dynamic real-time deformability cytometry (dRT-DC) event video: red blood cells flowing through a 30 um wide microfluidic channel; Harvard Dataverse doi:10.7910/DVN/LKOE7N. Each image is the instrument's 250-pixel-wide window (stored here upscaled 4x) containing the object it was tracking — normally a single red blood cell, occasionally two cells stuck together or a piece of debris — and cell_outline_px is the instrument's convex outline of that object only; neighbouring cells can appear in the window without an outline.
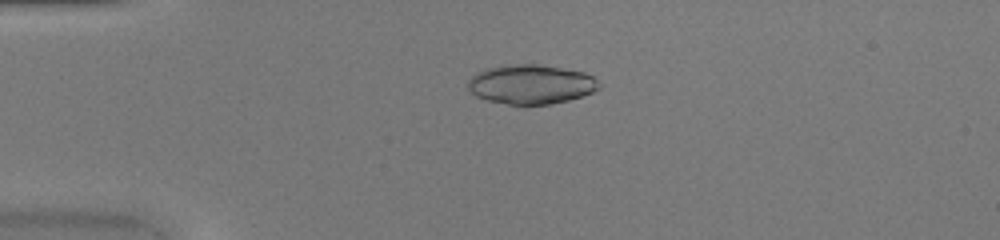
{"species": "common noctule bat (a hibernating species)", "species_latin": "Nyctalus noctula", "temperature_condition": "warm", "stored_images_in_passage": 41, "camera_frame_rate_fps": 3000, "um_per_image_px": 0.085, "animal": {"sex": "female", "body_mass_g": 20.0, "forearm_length_mm": 54.0}, "frame": {"image": 1, "passage_image": 4, "time_ms": 1.0, "image_size_px": [1000, 240], "cell_outline_px": [[604, 84], [600, 88], [592, 92], [568, 100], [552, 104], [508, 104], [488, 100], [476, 96], [468, 88], [468, 80], [476, 72], [484, 68], [516, 64], [540, 64], [584, 72], [592, 76]], "centroid_in_image_um": [45.15, 7.15], "position_along_channel_um": 39.8, "area_um2": 30.11}}
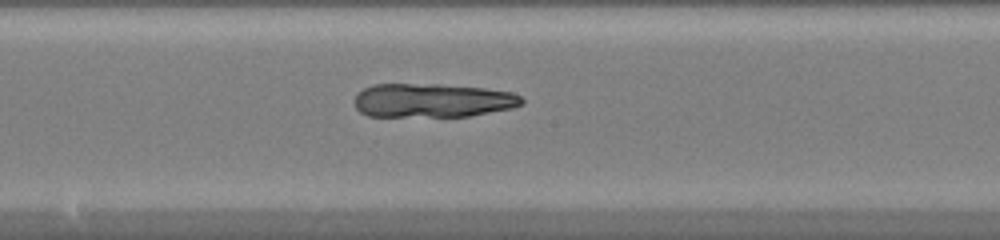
{"frame": {"image": 2, "passage_image": 19, "time_ms": 6.0, "image_size_px": [1000, 240], "cell_outline_px": [[524, 104], [512, 108], [468, 116], [368, 116], [360, 112], [356, 108], [352, 100], [364, 88], [372, 84], [440, 84], [484, 88], [512, 92], [520, 96], [524, 100]], "centroid_in_image_um": [36.75, 8.53], "position_along_channel_um": 211.5, "area_um2": 33.18}}
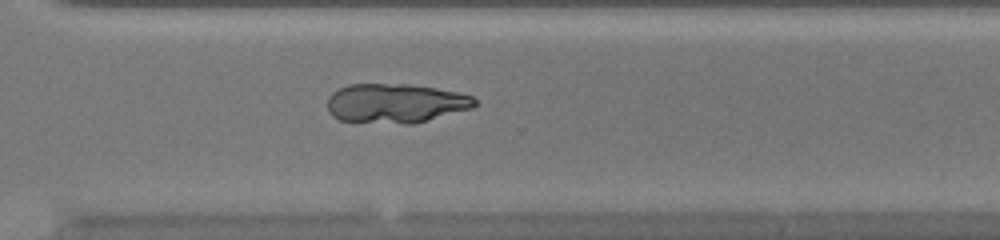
{"frame": {"image": 3, "passage_image": 28, "time_ms": 9.0, "image_size_px": [1000, 240], "cell_outline_px": [[476, 104], [472, 108], [412, 124], [404, 124], [340, 120], [332, 116], [328, 112], [328, 96], [332, 92], [348, 84], [408, 84], [436, 88], [460, 92], [472, 96], [476, 100]], "centroid_in_image_um": [33.61, 8.77], "position_along_channel_um": 337.0, "area_um2": 33.76}}